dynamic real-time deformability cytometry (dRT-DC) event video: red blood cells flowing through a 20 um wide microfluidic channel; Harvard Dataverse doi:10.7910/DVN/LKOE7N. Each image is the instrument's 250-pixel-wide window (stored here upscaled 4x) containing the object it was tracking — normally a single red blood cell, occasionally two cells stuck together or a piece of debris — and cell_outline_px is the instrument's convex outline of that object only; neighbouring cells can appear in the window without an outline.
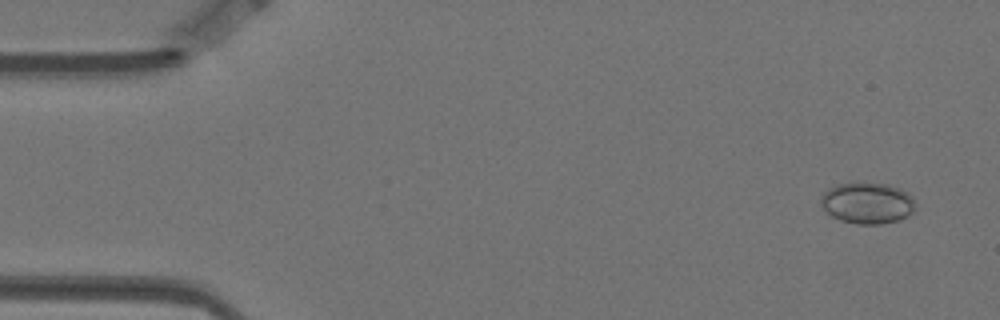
{"species": "Egyptian fruit bat (a non-hibernating species)", "species_latin": "Rousettus aegyptiacus", "temperature_condition": "warm", "stored_images_in_passage": 6, "camera_frame_rate_fps": 3000, "um_per_image_px": 0.085, "animal": {"sex": "female"}, "frame": {"image": 1, "passage_image": 1, "time_ms": 0.0, "image_size_px": [1000, 320], "cell_outline_px": [[916, 208], [908, 216], [900, 220], [880, 224], [856, 224], [840, 220], [832, 216], [820, 204], [820, 196], [828, 188], [836, 184], [888, 184], [900, 188], [908, 192], [912, 196], [916, 204]], "centroid_in_image_um": [73.75, 17.27], "position_along_channel_um": 11.3, "area_um2": 22.77}}
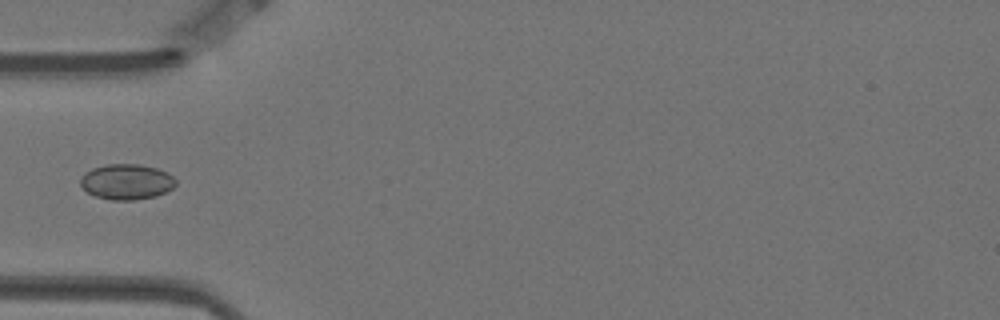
{"frame": {"image": 2, "passage_image": 5, "time_ms": 1.333, "image_size_px": [1000, 320], "cell_outline_px": [[176, 184], [172, 188], [156, 196], [132, 200], [112, 200], [96, 196], [88, 192], [80, 184], [80, 176], [84, 172], [92, 168], [104, 164], [140, 164], [156, 168], [168, 172], [176, 180]], "centroid_in_image_um": [10.74, 15.43], "position_along_channel_um": 74.3, "area_um2": 19.77}}
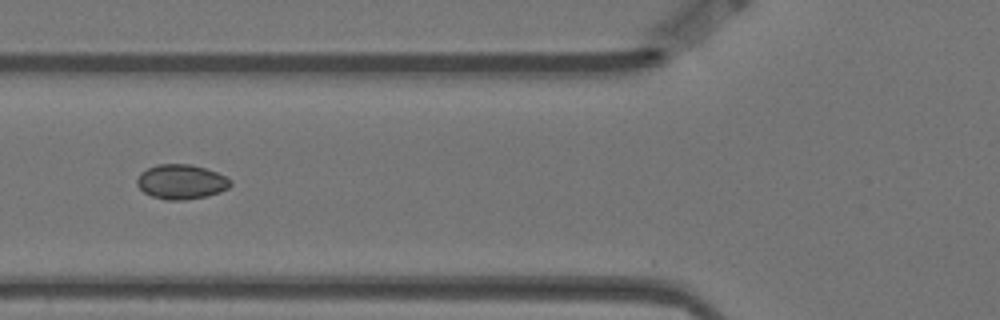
{"frame": {"image": 3, "passage_image": 6, "time_ms": 1.667, "image_size_px": [1000, 320], "cell_outline_px": [[232, 184], [228, 188], [220, 192], [208, 196], [184, 200], [164, 200], [152, 196], [144, 192], [136, 184], [136, 180], [140, 172], [156, 164], [192, 164], [228, 176], [232, 180]], "centroid_in_image_um": [15.42, 15.45], "position_along_channel_um": 110.4, "area_um2": 19.13}}